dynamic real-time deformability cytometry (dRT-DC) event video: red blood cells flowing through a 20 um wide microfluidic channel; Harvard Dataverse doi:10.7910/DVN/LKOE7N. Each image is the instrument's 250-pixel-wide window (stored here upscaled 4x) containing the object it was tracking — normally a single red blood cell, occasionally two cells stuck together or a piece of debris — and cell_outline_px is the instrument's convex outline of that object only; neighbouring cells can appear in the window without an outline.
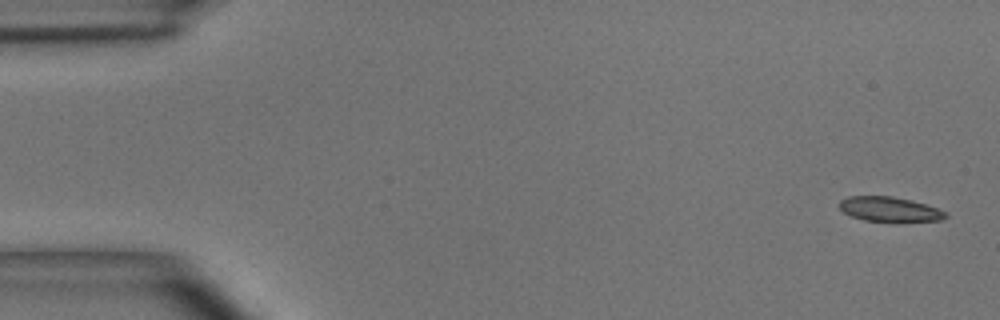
{"species": "common noctule bat (a hibernating species)", "species_latin": "Nyctalus noctula", "temperature_condition": "room temperature", "stored_images_in_passage": 49, "camera_frame_rate_fps": 3000, "um_per_image_px": 0.085, "animal": {"sex": "male", "body_mass_g": 15.6}, "frame": {"image": 1, "passage_image": 1, "time_ms": 0.0, "image_size_px": [1000, 320], "cell_outline_px": [[948, 216], [940, 220], [864, 220], [852, 216], [844, 212], [840, 208], [840, 200], [848, 196], [892, 196], [924, 204], [948, 212]], "centroid_in_image_um": [75.58, 17.76], "position_along_channel_um": 9.4, "area_um2": 14.68}}
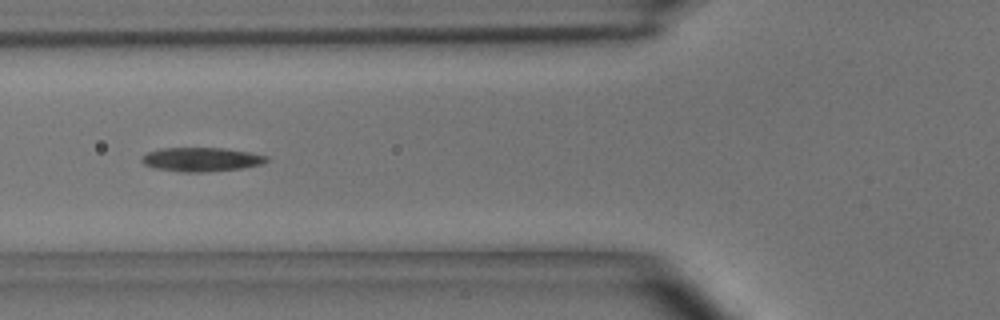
{"frame": {"image": 2, "passage_image": 18, "time_ms": 5.667, "image_size_px": [1000, 320], "cell_outline_px": [[268, 160], [260, 164], [244, 168], [208, 172], [180, 172], [152, 168], [144, 164], [140, 160], [148, 152], [160, 148], [224, 148], [248, 152], [268, 156]], "centroid_in_image_um": [17.09, 13.56], "position_along_channel_um": 108.7, "area_um2": 17.51}}
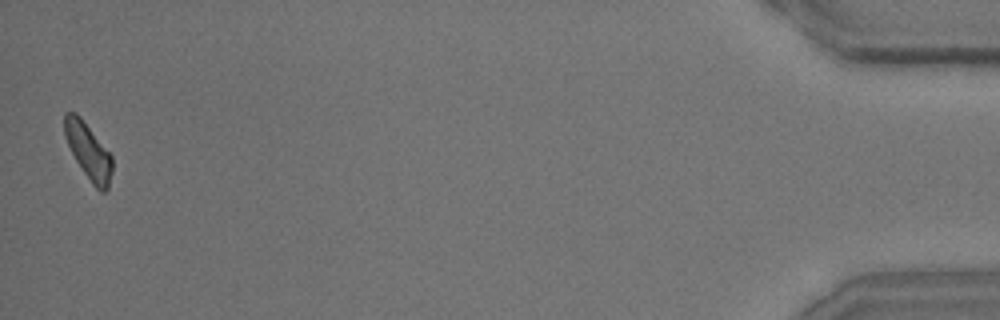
{"frame": {"image": 3, "passage_image": 49, "time_ms": 16.0, "image_size_px": [1000, 320], "cell_outline_px": [[112, 172], [108, 188], [104, 192], [100, 192], [92, 184], [76, 160], [64, 136], [64, 112], [76, 112], [80, 116], [112, 156]], "centroid_in_image_um": [7.51, 12.85], "position_along_channel_um": 427.7, "area_um2": 15.37}, "authors_computed_cell_mechanics": {"area_um2": 16.473, "velocity_mm_per_s": 3.9593, "shape_relaxation_time_tau1_ms": 4.5916, "shape_relaxation_time_tau2_ms": null, "deformation_change_tau1": 0.1501, "deformation_change_tau2": null}}